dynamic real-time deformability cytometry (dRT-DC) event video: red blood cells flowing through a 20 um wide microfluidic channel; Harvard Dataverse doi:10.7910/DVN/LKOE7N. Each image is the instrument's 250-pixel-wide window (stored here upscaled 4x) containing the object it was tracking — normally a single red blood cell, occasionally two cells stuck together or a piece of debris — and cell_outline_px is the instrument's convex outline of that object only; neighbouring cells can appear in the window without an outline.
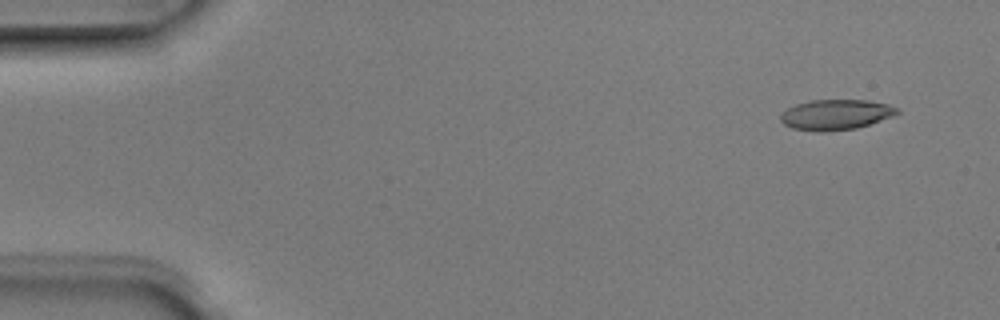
{"species": "Egyptian fruit bat (a non-hibernating species)", "species_latin": "Rousettus aegyptiacus", "temperature_condition": "room temperature", "stored_images_in_passage": 5, "segment_of_instrument_passage": [1, 2], "camera_frame_rate_fps": 3000, "um_per_image_px": 0.085, "animal": {"sex": "male"}, "frame": {"image": 1, "passage_image": 1, "time_ms": 0.0, "image_size_px": [1000, 320], "cell_outline_px": [[900, 112], [892, 116], [856, 128], [828, 132], [820, 132], [792, 128], [784, 124], [780, 120], [780, 116], [788, 108], [796, 104], [812, 100], [868, 100], [888, 104], [900, 108]], "centroid_in_image_um": [71.05, 9.74], "position_along_channel_um": 13.9, "area_um2": 20.58}}